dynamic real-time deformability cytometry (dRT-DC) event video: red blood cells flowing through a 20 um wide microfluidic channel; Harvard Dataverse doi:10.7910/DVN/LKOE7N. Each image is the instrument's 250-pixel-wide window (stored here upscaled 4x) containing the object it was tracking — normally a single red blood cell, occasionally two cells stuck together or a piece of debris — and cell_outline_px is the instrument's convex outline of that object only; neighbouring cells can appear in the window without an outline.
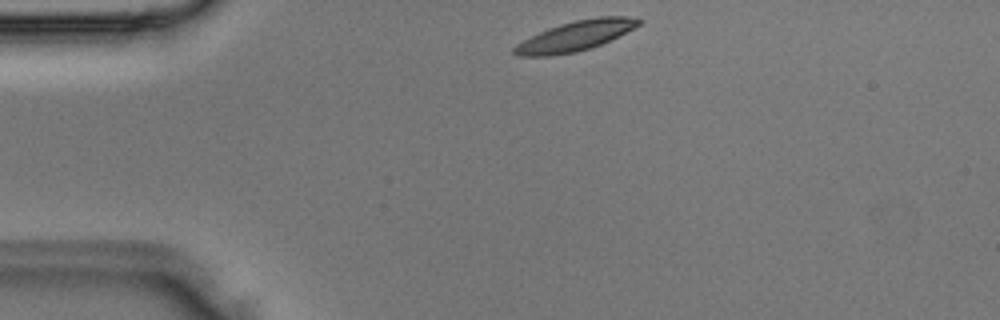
{"species": "Egyptian fruit bat (a non-hibernating species)", "species_latin": "Rousettus aegyptiacus", "temperature_condition": "room temperature", "stored_images_in_passage": 3, "camera_frame_rate_fps": 3000, "um_per_image_px": 0.085, "animal": {"sex": "male"}, "frame": {"image": 1, "passage_image": 1, "time_ms": 0.0, "image_size_px": [1000, 320], "cell_outline_px": [[640, 24], [600, 44], [576, 52], [552, 56], [516, 56], [512, 52], [512, 48], [516, 44], [548, 28], [560, 24], [576, 20], [600, 16], [628, 16], [640, 20]], "centroid_in_image_um": [48.83, 3.06], "position_along_channel_um": 36.2, "area_um2": 21.27}}
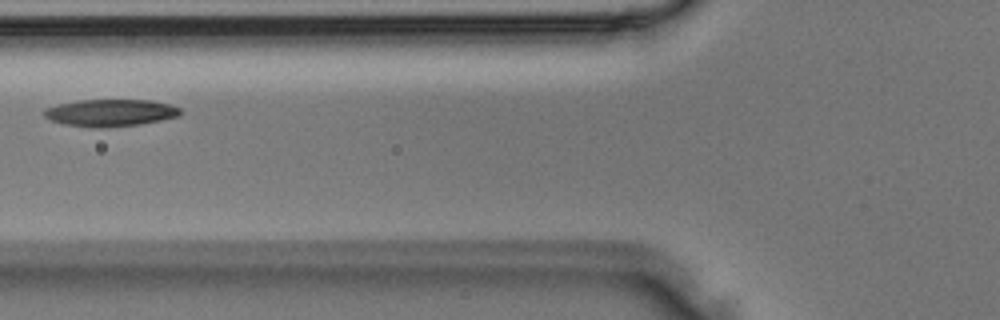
{"frame": {"image": 2, "passage_image": 3, "time_ms": 0.667, "image_size_px": [1000, 320], "cell_outline_px": [[180, 116], [140, 124], [108, 128], [92, 128], [64, 124], [48, 120], [44, 116], [44, 108], [56, 104], [76, 100], [148, 100], [168, 104], [180, 108]], "centroid_in_image_um": [9.31, 9.59], "position_along_channel_um": 116.5, "area_um2": 21.73}}